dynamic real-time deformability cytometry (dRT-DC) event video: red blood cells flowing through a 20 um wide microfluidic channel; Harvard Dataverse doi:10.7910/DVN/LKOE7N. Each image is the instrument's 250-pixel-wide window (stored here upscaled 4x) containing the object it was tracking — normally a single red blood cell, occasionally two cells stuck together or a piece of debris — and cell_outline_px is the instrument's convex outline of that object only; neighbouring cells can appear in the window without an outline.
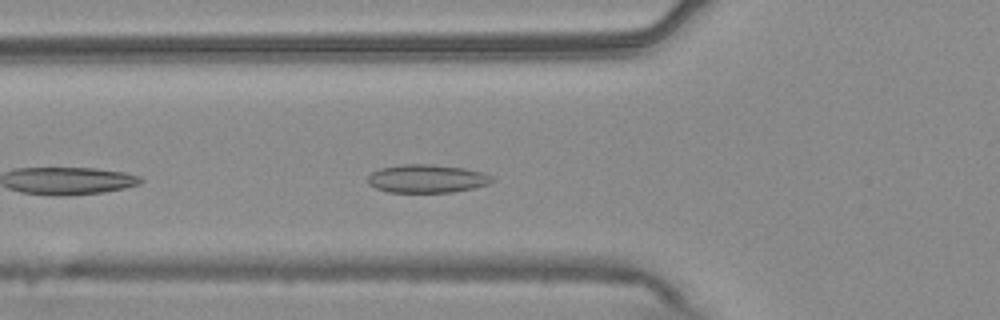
{"species": "common noctule bat (a hibernating species)", "species_latin": "Nyctalus noctula", "temperature_condition": "warm", "stored_images_in_passage": 22, "camera_frame_rate_fps": 3000, "um_per_image_px": 0.085, "animal": {"sex": "male", "body_mass_g": 20.4}, "frame": {"image": 1, "passage_image": 5, "time_ms": 1.333, "image_size_px": [1000, 320], "cell_outline_px": [[496, 180], [488, 184], [472, 188], [452, 192], [388, 192], [376, 188], [368, 184], [368, 176], [372, 172], [380, 168], [400, 164], [432, 164], [464, 168], [484, 172], [492, 176]], "centroid_in_image_um": [36.3, 15.18], "position_along_channel_um": 89.5, "area_um2": 20.58}}
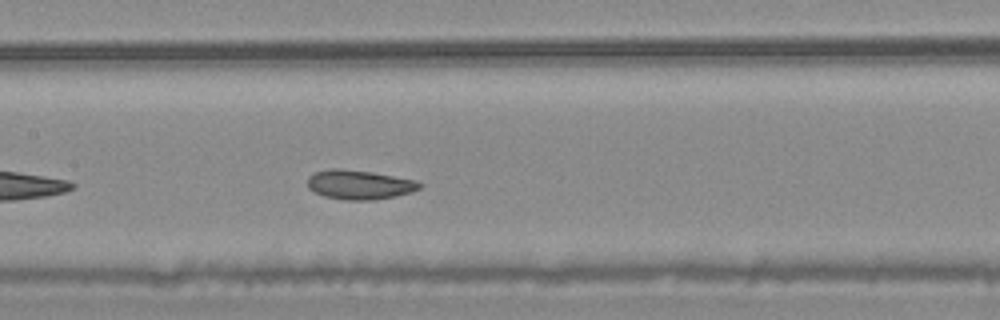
{"frame": {"image": 2, "passage_image": 12, "time_ms": 3.667, "image_size_px": [1000, 320], "cell_outline_px": [[424, 184], [420, 188], [412, 192], [396, 196], [372, 200], [344, 200], [324, 196], [308, 188], [308, 176], [316, 172], [332, 168], [340, 168], [372, 172], [416, 180]], "centroid_in_image_um": [30.57, 15.7], "position_along_channel_um": 176.8, "area_um2": 19.19}}
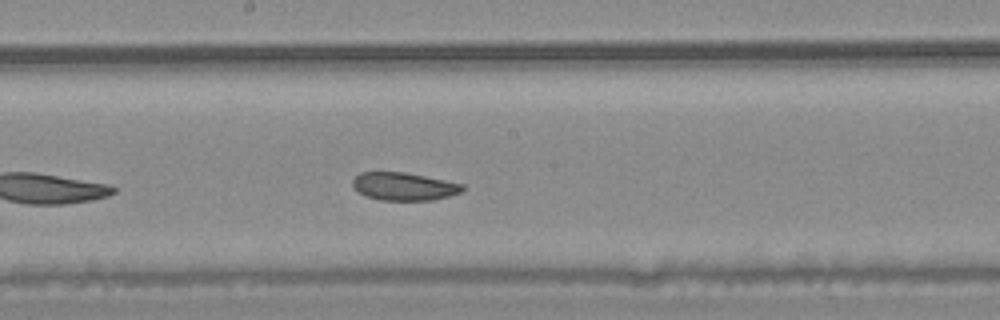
{"frame": {"image": 3, "passage_image": 15, "time_ms": 4.667, "image_size_px": [1000, 320], "cell_outline_px": [[464, 188], [460, 192], [448, 196], [432, 200], [380, 200], [364, 196], [352, 184], [352, 180], [360, 172], [404, 172], [464, 184]], "centroid_in_image_um": [34.32, 15.84], "position_along_channel_um": 213.9, "area_um2": 17.69}}